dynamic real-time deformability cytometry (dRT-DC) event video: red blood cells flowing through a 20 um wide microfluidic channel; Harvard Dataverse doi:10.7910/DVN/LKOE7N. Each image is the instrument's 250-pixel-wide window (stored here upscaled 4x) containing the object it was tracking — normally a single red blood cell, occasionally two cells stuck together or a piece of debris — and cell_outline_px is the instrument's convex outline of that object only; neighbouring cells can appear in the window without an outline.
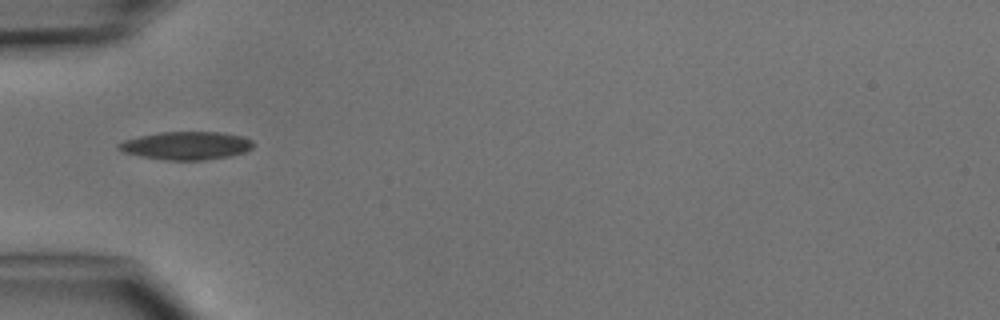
{"species": "common noctule bat (a hibernating species)", "species_latin": "Nyctalus noctula", "temperature_condition": "cold", "stored_images_in_passage": 2, "camera_frame_rate_fps": 3000, "um_per_image_px": 0.085, "animal": {"sex": "male", "body_mass_g": 15.6}, "frame": {"image": 1, "passage_image": 1, "time_ms": 0.0, "image_size_px": [1000, 320], "cell_outline_px": [[252, 148], [244, 152], [228, 156], [204, 160], [168, 160], [140, 156], [124, 152], [116, 148], [116, 144], [124, 140], [140, 136], [160, 132], [220, 132], [244, 136], [252, 140]], "centroid_in_image_um": [15.82, 12.37], "position_along_channel_um": 69.2, "area_um2": 21.96}}